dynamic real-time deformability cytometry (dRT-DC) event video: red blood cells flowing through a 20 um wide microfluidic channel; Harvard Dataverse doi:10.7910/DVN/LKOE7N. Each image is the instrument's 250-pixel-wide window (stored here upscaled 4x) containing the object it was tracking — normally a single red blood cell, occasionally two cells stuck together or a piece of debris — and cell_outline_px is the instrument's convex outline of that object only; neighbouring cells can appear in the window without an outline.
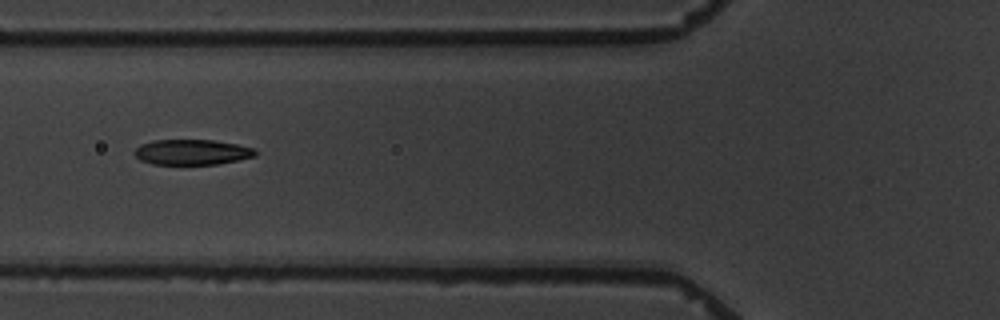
{"species": "common noctule bat (a hibernating species)", "species_latin": "Nyctalus noctula", "temperature_condition": "warm", "stored_images_in_passage": 10, "camera_frame_rate_fps": 3000, "um_per_image_px": 0.085, "animal": {"sex": "male", "body_mass_g": 19.5, "forearm_length_mm": 54.6}, "frame": {"image": 1, "passage_image": 5, "time_ms": 4.667, "image_size_px": [1000, 320], "cell_outline_px": [[256, 156], [216, 164], [152, 164], [140, 160], [132, 152], [140, 144], [152, 140], [212, 140], [236, 144], [252, 148], [256, 152]], "centroid_in_image_um": [16.25, 12.93], "position_along_channel_um": 109.5, "area_um2": 17.74}}
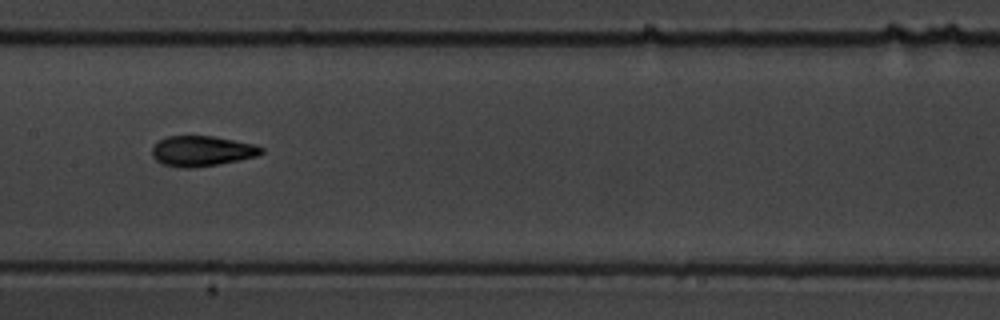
{"frame": {"image": 2, "passage_image": 7, "time_ms": 7.0, "image_size_px": [1000, 320], "cell_outline_px": [[264, 152], [256, 156], [216, 164], [192, 168], [184, 168], [164, 164], [156, 160], [152, 156], [152, 148], [160, 140], [168, 136], [212, 136], [256, 144], [264, 148]], "centroid_in_image_um": [17.17, 12.83], "position_along_channel_um": 190.2, "area_um2": 19.07}}
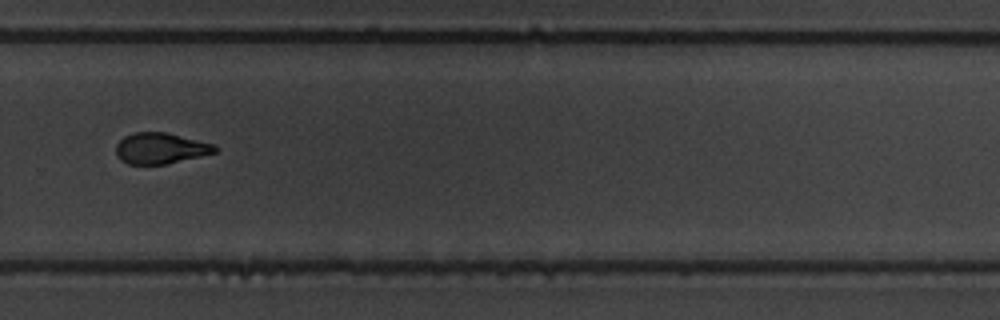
{"frame": {"image": 3, "passage_image": 10, "time_ms": 10.667, "image_size_px": [1000, 320], "cell_outline_px": [[220, 148], [216, 152], [200, 156], [164, 164], [128, 164], [120, 160], [116, 156], [116, 144], [124, 136], [132, 132], [168, 132], [216, 144]], "centroid_in_image_um": [13.65, 12.59], "position_along_channel_um": 316.1, "area_um2": 18.09}}